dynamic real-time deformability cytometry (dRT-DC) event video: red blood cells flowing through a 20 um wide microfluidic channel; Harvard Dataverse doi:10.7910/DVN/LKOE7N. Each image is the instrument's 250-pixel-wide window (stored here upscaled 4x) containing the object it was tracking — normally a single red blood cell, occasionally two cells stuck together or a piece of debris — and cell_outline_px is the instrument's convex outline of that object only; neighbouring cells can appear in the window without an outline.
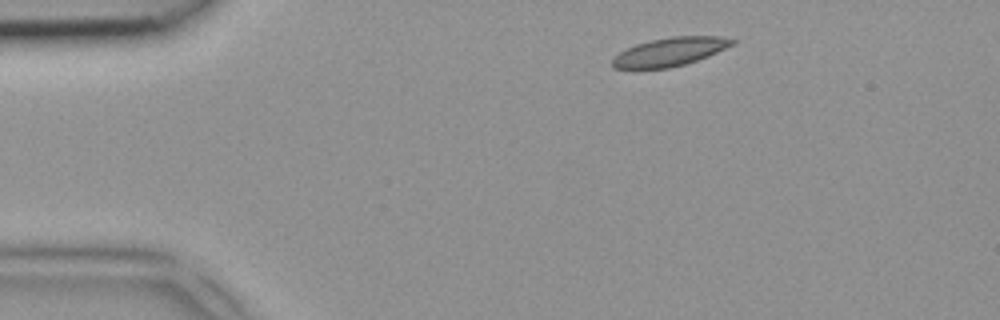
{"species": "common noctule bat (a hibernating species)", "species_latin": "Nyctalus noctula", "temperature_condition": "room temperature", "stored_images_in_passage": 3, "segment_of_instrument_passage": [1, 2], "camera_frame_rate_fps": 3000, "um_per_image_px": 0.085, "animal": {"sex": "female", "body_mass_g": 18.4}, "frame": {"image": 1, "passage_image": 1, "time_ms": 0.0, "image_size_px": [1000, 320], "cell_outline_px": [[736, 44], [708, 56], [684, 64], [668, 68], [612, 68], [612, 60], [620, 52], [636, 44], [652, 40], [672, 36], [720, 36], [736, 40]], "centroid_in_image_um": [56.99, 4.39], "position_along_channel_um": 28.0, "area_um2": 19.65}}